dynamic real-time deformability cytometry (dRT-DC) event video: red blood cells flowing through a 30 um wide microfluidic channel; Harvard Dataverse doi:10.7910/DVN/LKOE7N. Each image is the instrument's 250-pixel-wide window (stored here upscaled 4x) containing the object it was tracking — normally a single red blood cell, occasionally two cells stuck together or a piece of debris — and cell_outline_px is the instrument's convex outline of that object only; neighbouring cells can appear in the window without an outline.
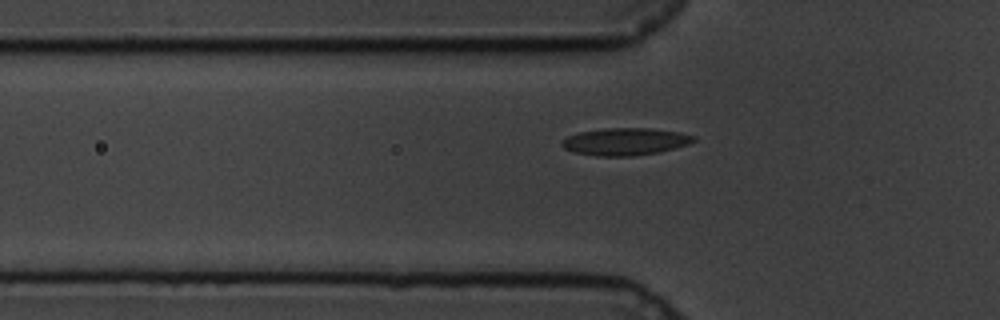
{"species": "common noctule bat (a hibernating species)", "species_latin": "Nyctalus noctula", "temperature_condition": "cold", "stored_images_in_passage": 45, "camera_frame_rate_fps": 3000, "um_per_image_px": 0.085, "animal": {"sex": "male", "body_mass_g": 19.5, "forearm_length_mm": 54.6}, "frame": {"image": 1, "passage_image": 8, "time_ms": 2.333, "image_size_px": [1000, 320], "cell_outline_px": [[696, 140], [688, 144], [660, 152], [632, 156], [596, 156], [572, 152], [564, 148], [560, 144], [560, 140], [568, 136], [580, 132], [604, 128], [648, 128], [680, 132], [696, 136]], "centroid_in_image_um": [53.12, 12.04], "position_along_channel_um": 72.7, "area_um2": 21.1}}
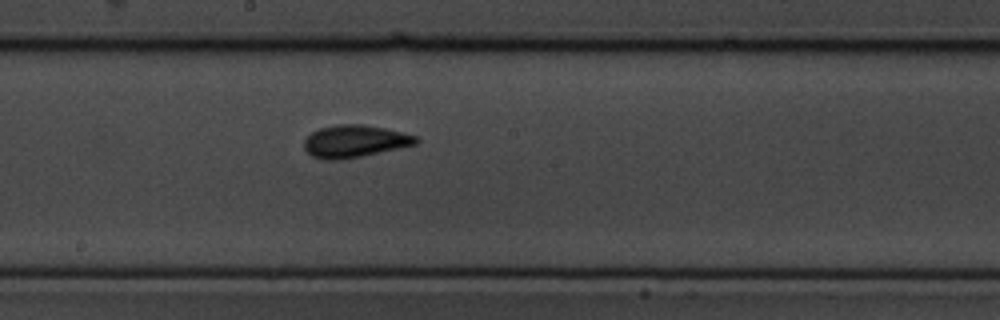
{"frame": {"image": 2, "passage_image": 21, "time_ms": 6.667, "image_size_px": [1000, 320], "cell_outline_px": [[420, 140], [416, 144], [360, 156], [340, 160], [324, 160], [312, 156], [304, 148], [304, 140], [312, 132], [320, 128], [336, 124], [360, 124], [384, 128], [404, 132], [416, 136]], "centroid_in_image_um": [30.13, 12.0], "position_along_channel_um": 218.1, "area_um2": 20.92}}
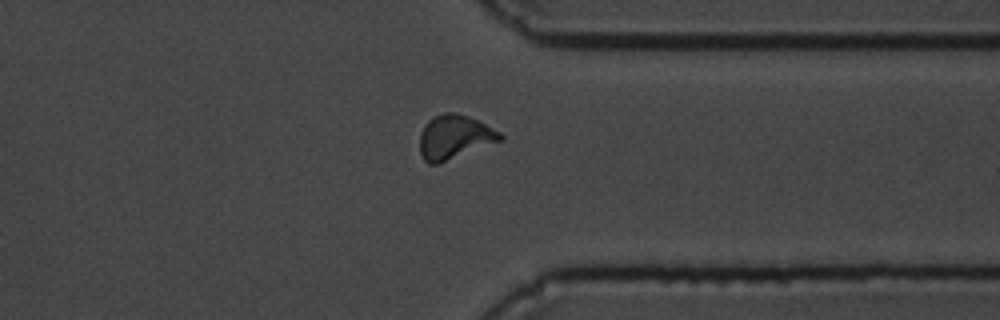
{"frame": {"image": 3, "passage_image": 35, "time_ms": 11.333, "image_size_px": [1000, 320], "cell_outline_px": [[504, 136], [500, 140], [436, 164], [428, 164], [424, 160], [420, 152], [420, 136], [424, 124], [432, 116], [444, 112], [456, 112], [468, 116], [500, 132]], "centroid_in_image_um": [38.57, 11.62], "position_along_channel_um": 372.8, "area_um2": 20.23}}